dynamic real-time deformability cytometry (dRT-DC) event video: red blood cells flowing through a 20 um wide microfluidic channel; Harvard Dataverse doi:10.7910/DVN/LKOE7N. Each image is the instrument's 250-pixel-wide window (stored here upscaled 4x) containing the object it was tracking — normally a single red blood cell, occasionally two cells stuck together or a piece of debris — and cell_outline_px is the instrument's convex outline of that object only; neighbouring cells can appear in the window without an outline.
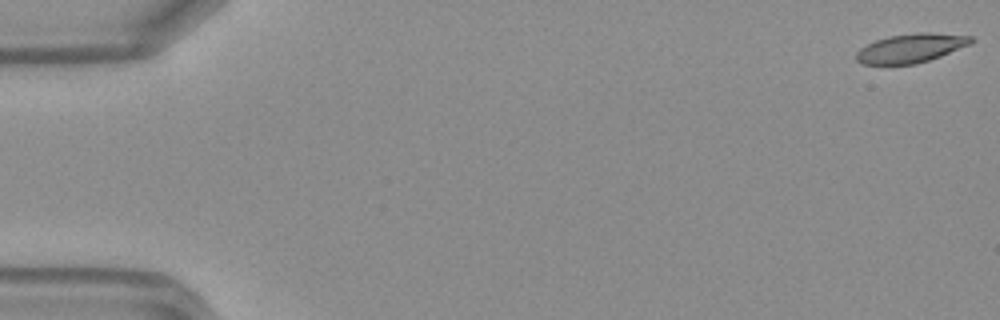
{"species": "Egyptian fruit bat (a non-hibernating species)", "species_latin": "Rousettus aegyptiacus", "temperature_condition": "warm", "stored_images_in_passage": 49, "camera_frame_rate_fps": 3000, "um_per_image_px": 0.085, "frame": {"image": 1, "passage_image": 1, "time_ms": 0.0, "image_size_px": [1000, 320], "cell_outline_px": [[972, 44], [940, 56], [916, 64], [860, 64], [856, 60], [856, 52], [860, 48], [876, 40], [888, 36], [920, 32], [928, 32], [972, 36]], "centroid_in_image_um": [77.42, 4.09], "position_along_channel_um": 7.6, "area_um2": 19.31}}
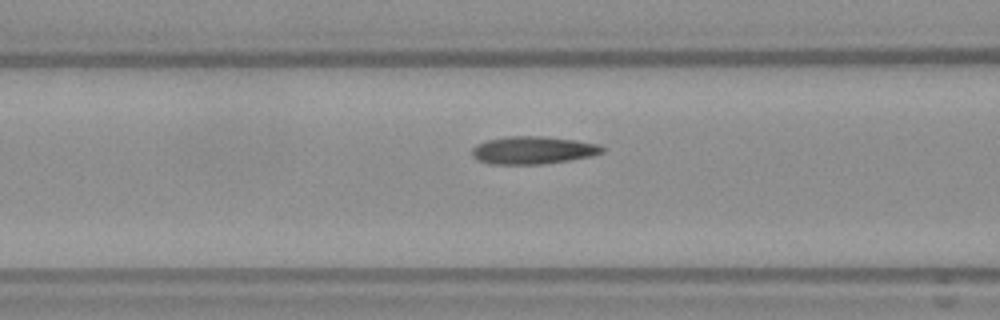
{"frame": {"image": 2, "passage_image": 20, "time_ms": 6.333, "image_size_px": [1000, 320], "cell_outline_px": [[604, 152], [592, 156], [568, 160], [540, 164], [492, 164], [480, 160], [472, 156], [472, 148], [476, 144], [488, 140], [508, 136], [544, 136], [576, 140], [600, 144], [604, 148]], "centroid_in_image_um": [45.33, 12.76], "position_along_channel_um": 121.3, "area_um2": 20.98}}
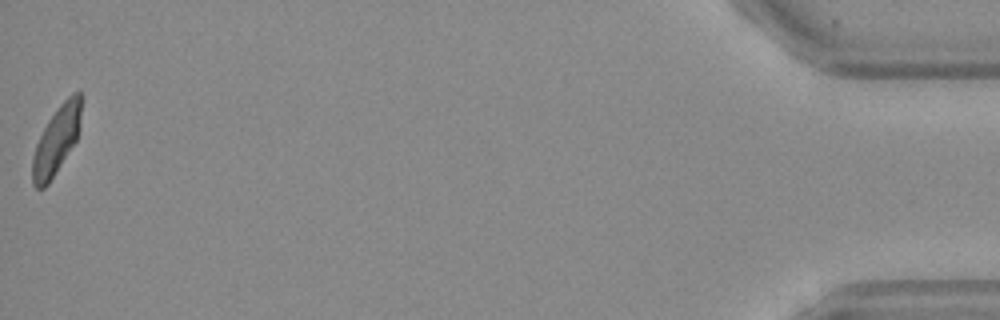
{"frame": {"image": 3, "passage_image": 49, "time_ms": 16.0, "image_size_px": [1000, 320], "cell_outline_px": [[80, 128], [76, 140], [48, 184], [44, 188], [36, 188], [32, 184], [32, 156], [36, 144], [48, 120], [60, 104], [72, 92], [80, 92]], "centroid_in_image_um": [4.78, 11.94], "position_along_channel_um": 430.4, "area_um2": 18.96}, "authors_computed_cell_mechanics": {"area_um2": 19.9988, "velocity_mm_per_s": 4.1864, "shape_relaxation_time_tau1_ms": 6.152, "shape_relaxation_time_tau2_ms": 1.5546, "deformation_change_tau1": 0.1958, "deformation_change_tau2": 0.0799}}